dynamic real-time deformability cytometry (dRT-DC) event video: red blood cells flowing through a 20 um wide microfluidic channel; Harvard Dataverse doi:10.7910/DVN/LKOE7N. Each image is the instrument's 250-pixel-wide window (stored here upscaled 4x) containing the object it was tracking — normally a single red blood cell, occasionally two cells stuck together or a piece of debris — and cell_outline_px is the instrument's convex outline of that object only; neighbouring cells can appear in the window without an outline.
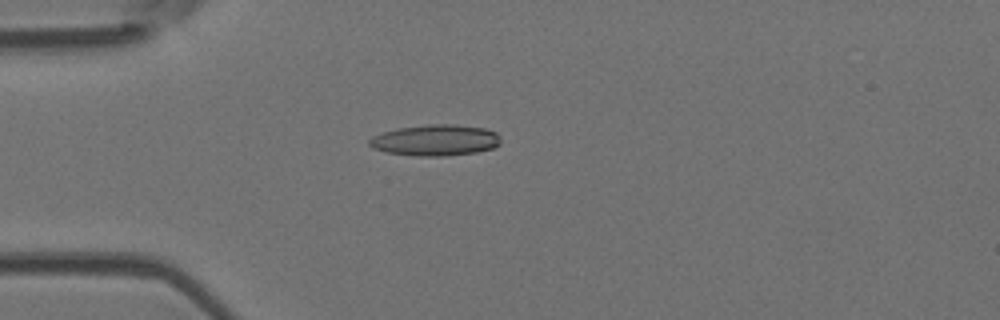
{"species": "Egyptian fruit bat (a non-hibernating species)", "species_latin": "Rousettus aegyptiacus", "temperature_condition": "room temperature", "stored_images_in_passage": 52, "camera_frame_rate_fps": 3000, "um_per_image_px": 0.085, "animal": {"sex": "female"}, "frame": {"image": 1, "passage_image": 14, "time_ms": 4.333, "image_size_px": [1000, 320], "cell_outline_px": [[500, 144], [492, 148], [476, 152], [448, 156], [416, 156], [388, 152], [372, 148], [368, 144], [368, 140], [372, 136], [396, 128], [428, 124], [452, 124], [484, 128], [496, 132], [500, 136]], "centroid_in_image_um": [37.0, 11.91], "position_along_channel_um": 48.0, "area_um2": 23.93}}
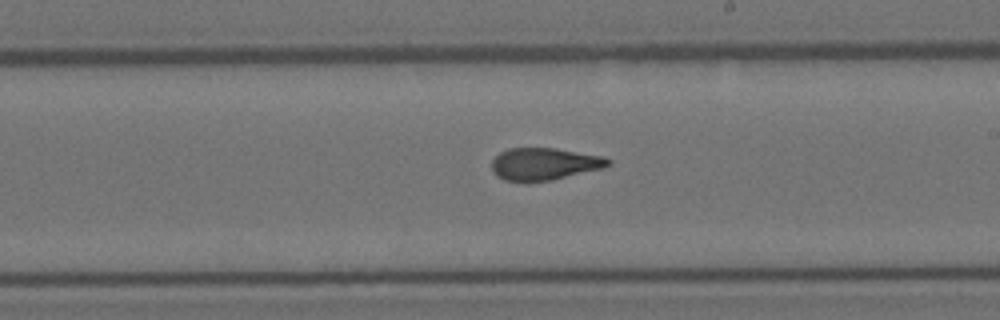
{"frame": {"image": 2, "passage_image": 30, "time_ms": 9.667, "image_size_px": [1000, 320], "cell_outline_px": [[612, 164], [604, 168], [552, 180], [504, 180], [496, 176], [492, 168], [492, 160], [500, 152], [508, 148], [556, 148], [604, 156], [612, 160]], "centroid_in_image_um": [46.32, 13.91], "position_along_channel_um": 242.7, "area_um2": 21.79}}
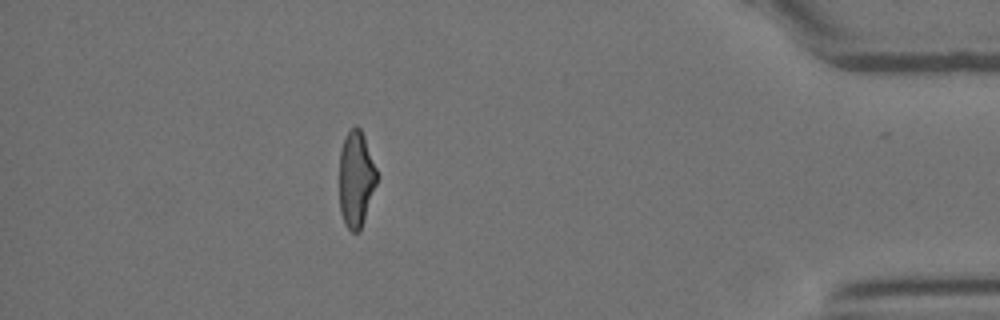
{"frame": {"image": 3, "passage_image": 46, "time_ms": 15.0, "image_size_px": [1000, 320], "cell_outline_px": [[376, 184], [360, 232], [352, 232], [344, 224], [340, 212], [340, 148], [348, 132], [356, 124], [360, 128], [364, 136], [376, 168]], "centroid_in_image_um": [30.25, 15.23], "position_along_channel_um": 404.9, "area_um2": 20.81}, "authors_computed_cell_mechanics": {"area_um2": 22.253, "velocity_mm_per_s": 3.9211, "shape_relaxation_time_tau1_ms": 7.7344, "shape_relaxation_time_tau2_ms": 1.6983, "deformation_change_tau1": 0.2323, "deformation_change_tau2": 0.0988}}